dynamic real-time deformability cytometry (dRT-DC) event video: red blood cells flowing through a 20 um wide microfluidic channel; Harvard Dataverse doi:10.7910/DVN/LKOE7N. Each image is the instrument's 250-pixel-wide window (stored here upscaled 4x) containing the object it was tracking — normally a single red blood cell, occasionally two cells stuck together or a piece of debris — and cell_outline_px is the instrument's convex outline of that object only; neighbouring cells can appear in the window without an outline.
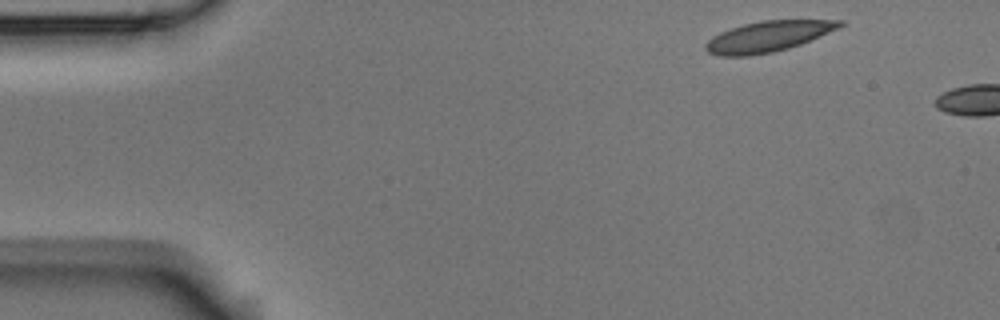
{"species": "Egyptian fruit bat (a non-hibernating species)", "species_latin": "Rousettus aegyptiacus", "temperature_condition": "room temperature", "stored_images_in_passage": 2, "camera_frame_rate_fps": 3000, "um_per_image_px": 0.085, "animal": {"sex": "male"}, "frame": {"image": 1, "passage_image": 1, "time_ms": 0.0, "image_size_px": [1000, 320], "cell_outline_px": [[844, 24], [840, 28], [800, 44], [788, 48], [772, 52], [748, 56], [720, 56], [708, 52], [704, 48], [704, 44], [712, 36], [720, 32], [744, 24], [760, 20], [844, 20]], "centroid_in_image_um": [65.27, 3.1], "position_along_channel_um": 19.7, "area_um2": 23.93}}